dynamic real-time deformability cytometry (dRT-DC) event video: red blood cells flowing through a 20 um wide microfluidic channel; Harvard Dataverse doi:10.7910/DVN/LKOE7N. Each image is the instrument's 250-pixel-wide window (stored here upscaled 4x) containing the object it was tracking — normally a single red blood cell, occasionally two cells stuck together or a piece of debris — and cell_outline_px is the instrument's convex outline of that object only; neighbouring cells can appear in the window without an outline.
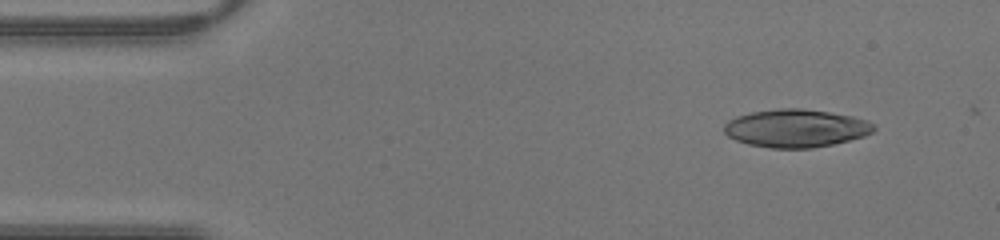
{"species": "human", "species_latin": "Homo sapiens", "temperature_condition": "warm", "stored_images_in_passage": 42, "camera_frame_rate_fps": 3000, "um_per_image_px": 0.085, "donor": {"sex": "male"}, "frame": {"image": 1, "passage_image": 4, "time_ms": 1.0, "image_size_px": [1000, 240], "cell_outline_px": [[876, 128], [872, 132], [864, 136], [832, 144], [812, 148], [772, 148], [748, 144], [736, 140], [728, 136], [724, 132], [724, 124], [728, 120], [736, 116], [752, 112], [780, 108], [800, 108], [828, 112], [852, 116], [868, 120], [876, 124]], "centroid_in_image_um": [67.66, 10.9], "position_along_channel_um": 17.3, "area_um2": 33.12}}
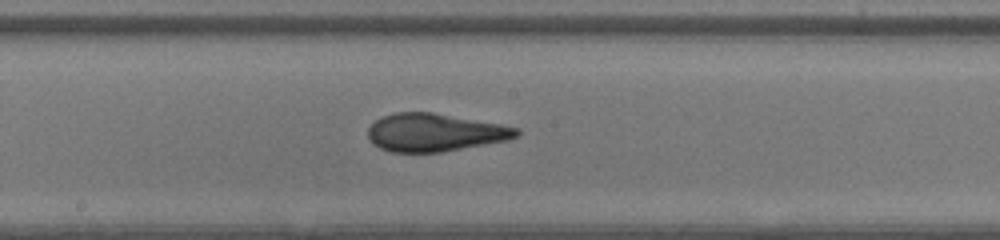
{"frame": {"image": 2, "passage_image": 22, "time_ms": 7.0, "image_size_px": [1000, 240], "cell_outline_px": [[520, 132], [516, 136], [508, 140], [440, 152], [392, 152], [380, 148], [372, 144], [368, 140], [368, 128], [376, 120], [384, 116], [396, 112], [432, 112], [500, 124], [520, 128]], "centroid_in_image_um": [36.93, 11.26], "position_along_channel_um": 211.3, "area_um2": 32.66}}
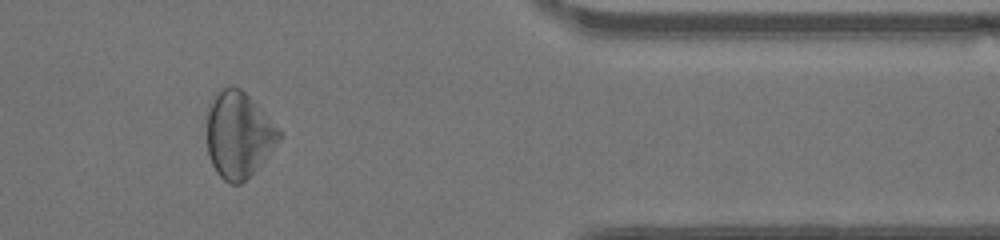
{"frame": {"image": 3, "passage_image": 35, "time_ms": 11.333, "image_size_px": [1000, 240], "cell_outline_px": [[280, 140], [264, 160], [240, 184], [228, 184], [216, 172], [212, 164], [208, 152], [208, 104], [216, 92], [220, 88], [232, 84], [240, 88], [260, 108], [280, 132]], "centroid_in_image_um": [20.24, 11.43], "position_along_channel_um": 391.2, "area_um2": 35.78}}